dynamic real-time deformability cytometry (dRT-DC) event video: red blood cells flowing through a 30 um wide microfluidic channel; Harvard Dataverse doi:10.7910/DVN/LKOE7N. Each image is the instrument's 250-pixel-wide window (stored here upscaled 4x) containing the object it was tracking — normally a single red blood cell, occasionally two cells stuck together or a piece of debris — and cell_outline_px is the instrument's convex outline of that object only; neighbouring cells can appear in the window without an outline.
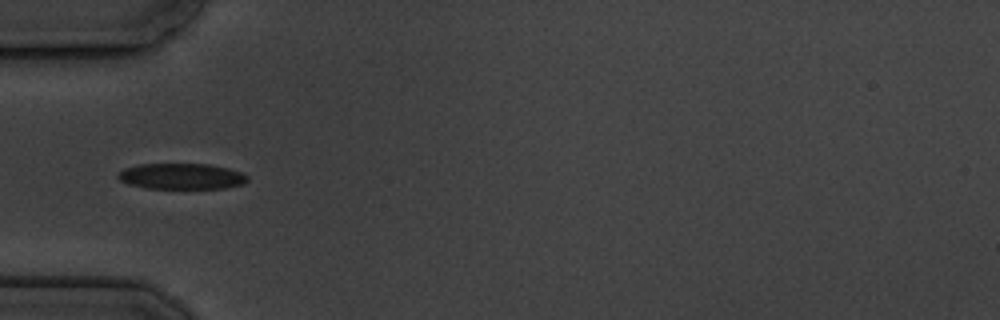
{"species": "common noctule bat (a hibernating species)", "species_latin": "Nyctalus noctula", "temperature_condition": "cold", "stored_images_in_passage": 11, "camera_frame_rate_fps": 3000, "um_per_image_px": 0.085, "animal": {"sex": "male", "body_mass_g": 19.5, "forearm_length_mm": 54.6}, "frame": {"image": 1, "passage_image": 5, "time_ms": 5.667, "image_size_px": [1000, 320], "cell_outline_px": [[248, 180], [244, 184], [224, 188], [144, 188], [128, 184], [120, 180], [116, 176], [124, 168], [140, 164], [208, 164], [228, 168], [240, 172], [248, 176]], "centroid_in_image_um": [15.42, 14.98], "position_along_channel_um": 69.6, "area_um2": 19.48}}
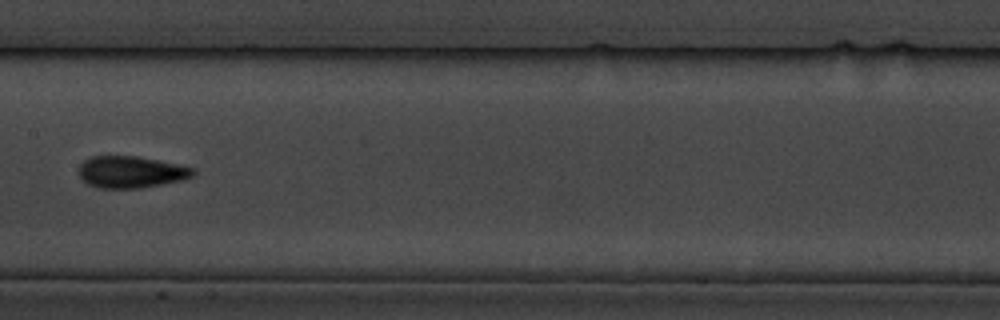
{"frame": {"image": 2, "passage_image": 8, "time_ms": 9.333, "image_size_px": [1000, 320], "cell_outline_px": [[196, 172], [192, 176], [180, 180], [140, 188], [96, 188], [88, 184], [80, 176], [80, 164], [84, 160], [92, 156], [136, 156], [176, 164], [192, 168]], "centroid_in_image_um": [11.09, 14.62], "position_along_channel_um": 196.3, "area_um2": 20.81}}
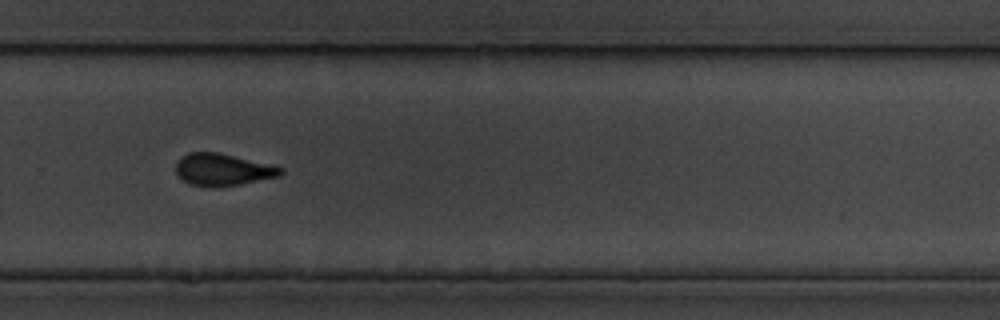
{"frame": {"image": 3, "passage_image": 11, "time_ms": 12.667, "image_size_px": [1000, 320], "cell_outline_px": [[284, 172], [280, 176], [240, 184], [212, 188], [192, 184], [184, 180], [176, 172], [176, 160], [180, 156], [188, 152], [216, 152], [284, 168]], "centroid_in_image_um": [18.9, 14.42], "position_along_channel_um": 310.9, "area_um2": 19.42}}